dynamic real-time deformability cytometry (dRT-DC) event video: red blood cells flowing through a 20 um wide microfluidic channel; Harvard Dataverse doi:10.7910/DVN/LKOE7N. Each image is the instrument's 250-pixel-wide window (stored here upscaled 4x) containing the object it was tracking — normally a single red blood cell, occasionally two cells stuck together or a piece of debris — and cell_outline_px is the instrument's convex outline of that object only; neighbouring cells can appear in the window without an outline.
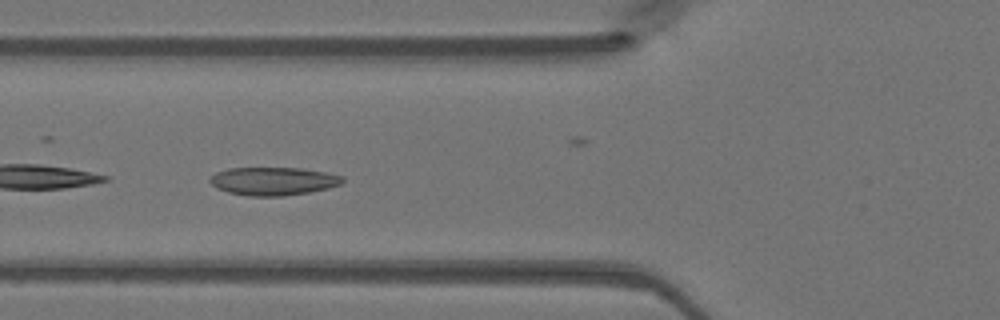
{"species": "Egyptian fruit bat (a non-hibernating species)", "species_latin": "Rousettus aegyptiacus", "temperature_condition": "warm", "stored_images_in_passage": 39, "camera_frame_rate_fps": 3000, "um_per_image_px": 0.085, "animal": {"sex": "female"}, "frame": {"image": 1, "passage_image": 17, "time_ms": 5.333, "image_size_px": [1000, 320], "cell_outline_px": [[344, 180], [340, 184], [328, 188], [308, 192], [284, 196], [248, 196], [228, 192], [216, 188], [208, 180], [216, 172], [228, 168], [300, 168], [328, 172], [344, 176]], "centroid_in_image_um": [23.23, 15.39], "position_along_channel_um": 102.6, "area_um2": 21.79}}
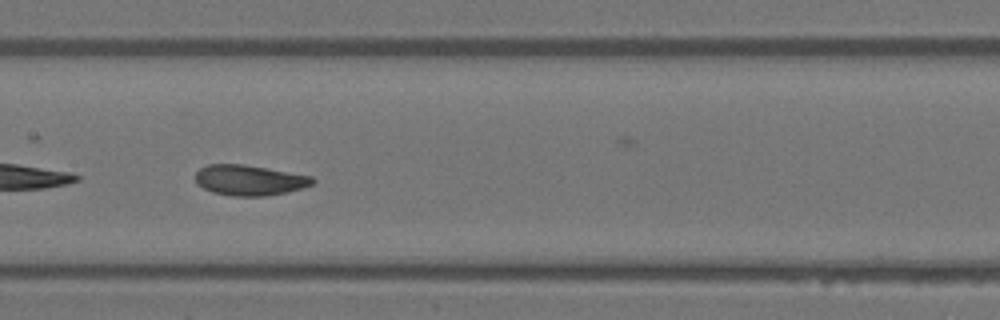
{"frame": {"image": 2, "passage_image": 23, "time_ms": 7.333, "image_size_px": [1000, 320], "cell_outline_px": [[316, 180], [312, 184], [288, 192], [264, 196], [232, 196], [212, 192], [204, 188], [196, 180], [196, 172], [200, 168], [208, 164], [244, 164], [268, 168], [312, 176]], "centroid_in_image_um": [21.21, 15.31], "position_along_channel_um": 186.2, "area_um2": 20.69}}